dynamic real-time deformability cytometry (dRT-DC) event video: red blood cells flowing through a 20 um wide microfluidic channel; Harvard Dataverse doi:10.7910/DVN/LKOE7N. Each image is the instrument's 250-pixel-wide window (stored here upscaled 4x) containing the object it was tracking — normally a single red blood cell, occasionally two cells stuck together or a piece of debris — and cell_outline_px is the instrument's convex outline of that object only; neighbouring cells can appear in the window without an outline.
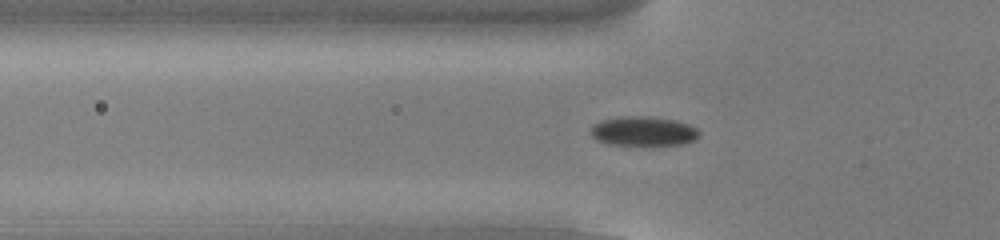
{"species": "common noctule bat (a hibernating species)", "species_latin": "Nyctalus noctula", "temperature_condition": "cold", "stored_images_in_passage": 55, "camera_frame_rate_fps": 3000, "um_per_image_px": 0.085, "animal": {"sex": "male", "body_mass_g": 13.0, "forearm_length_mm": 53.1}, "frame": {"image": 1, "passage_image": 19, "time_ms": 6.0, "image_size_px": [1000, 240], "cell_outline_px": [[700, 136], [696, 140], [684, 144], [652, 148], [608, 144], [596, 140], [592, 136], [592, 124], [600, 120], [620, 116], [648, 116], [676, 120], [688, 124], [696, 128], [700, 132]], "centroid_in_image_um": [54.72, 11.2], "position_along_channel_um": 71.1, "area_um2": 19.71}}
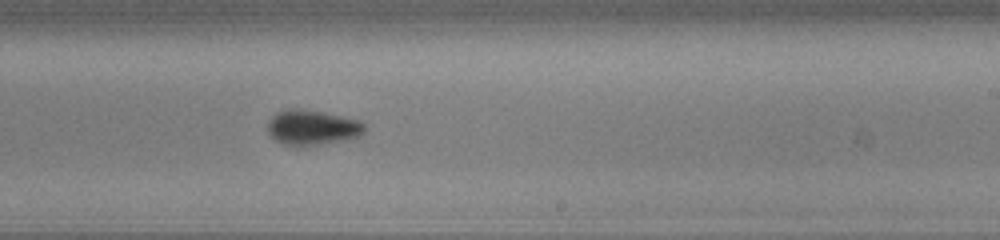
{"frame": {"image": 2, "passage_image": 34, "time_ms": 11.0, "image_size_px": [1000, 240], "cell_outline_px": [[364, 132], [360, 136], [348, 140], [324, 144], [296, 148], [280, 144], [268, 132], [268, 120], [276, 112], [288, 108], [296, 108], [320, 112], [356, 120], [364, 124]], "centroid_in_image_um": [26.48, 10.88], "position_along_channel_um": 262.5, "area_um2": 20.06}}
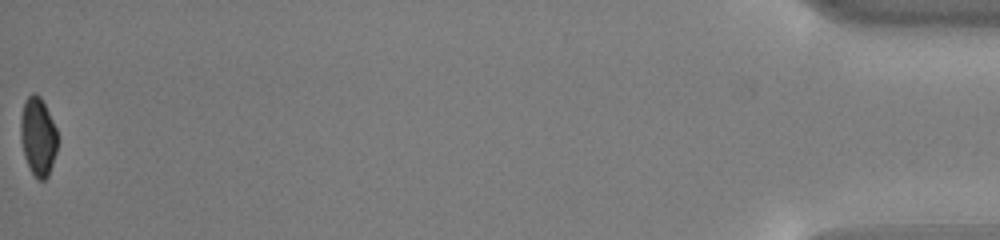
{"frame": {"image": 3, "passage_image": 55, "time_ms": 18.0, "image_size_px": [1000, 240], "cell_outline_px": [[60, 140], [48, 176], [44, 180], [40, 180], [28, 168], [24, 156], [20, 140], [20, 116], [24, 100], [32, 92], [36, 92], [40, 96], [56, 128]], "centroid_in_image_um": [3.22, 11.58], "position_along_channel_um": 432.0, "area_um2": 17.22}, "authors_computed_cell_mechanics": {"area_um2": 18.1492, "velocity_mm_per_s": 3.8335, "shape_relaxation_time_tau1_ms": 7.7039, "shape_relaxation_time_tau2_ms": null, "deformation_change_tau1": 0.1583, "deformation_change_tau2": null}}